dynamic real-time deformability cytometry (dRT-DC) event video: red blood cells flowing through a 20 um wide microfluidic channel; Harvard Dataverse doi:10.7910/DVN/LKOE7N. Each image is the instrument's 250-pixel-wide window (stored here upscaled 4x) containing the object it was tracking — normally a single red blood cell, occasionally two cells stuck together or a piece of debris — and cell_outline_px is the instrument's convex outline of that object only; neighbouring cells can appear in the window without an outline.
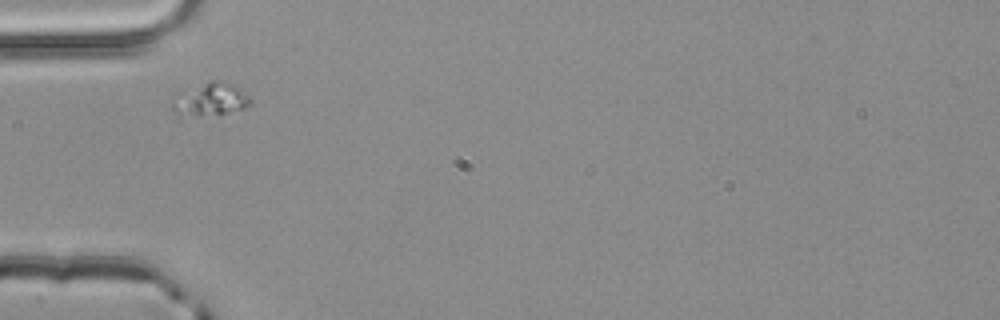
{"species": "common noctule bat (a hibernating species)", "species_latin": "Nyctalus noctula", "temperature_condition": "room temperature", "stored_images_in_passage": 1, "camera_frame_rate_fps": 3000, "um_per_image_px": 0.085, "animal": {"sex": "male", "body_mass_g": 20.4}, "frame": {"image": 1, "passage_image": 1, "time_ms": 0.0, "image_size_px": [1000, 320], "cell_outline_px": [[252, 104], [244, 108], [220, 116], [176, 116], [172, 112], [172, 96], [208, 80], [216, 80], [232, 84], [240, 88], [252, 100]], "centroid_in_image_um": [17.85, 8.49], "position_along_channel_um": 67.2, "area_um2": 15.61}}